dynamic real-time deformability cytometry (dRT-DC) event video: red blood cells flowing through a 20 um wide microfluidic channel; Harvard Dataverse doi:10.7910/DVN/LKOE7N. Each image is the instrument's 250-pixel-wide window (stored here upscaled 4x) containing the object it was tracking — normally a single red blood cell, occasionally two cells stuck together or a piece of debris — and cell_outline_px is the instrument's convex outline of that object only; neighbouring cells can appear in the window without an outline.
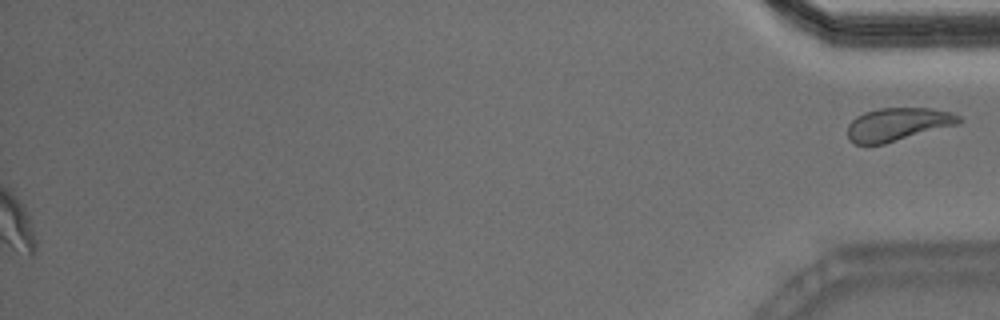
{"species": "Egyptian fruit bat (a non-hibernating species)", "species_latin": "Rousettus aegyptiacus", "temperature_condition": "warm", "stored_images_in_passage": 52, "segment_of_instrument_passage": [2, 2], "camera_frame_rate_fps": 3000, "um_per_image_px": 0.085, "animal": {"sex": "male"}, "frame": {"image": 1, "passage_image": 52, "time_ms": 17.0, "image_size_px": [1000, 320], "cell_outline_px": [[964, 120], [960, 124], [884, 144], [852, 144], [848, 140], [848, 124], [856, 116], [864, 112], [880, 108], [932, 108], [952, 112], [960, 116]], "centroid_in_image_um": [76.34, 10.57], "position_along_channel_um": 358.9, "area_um2": 21.79}}